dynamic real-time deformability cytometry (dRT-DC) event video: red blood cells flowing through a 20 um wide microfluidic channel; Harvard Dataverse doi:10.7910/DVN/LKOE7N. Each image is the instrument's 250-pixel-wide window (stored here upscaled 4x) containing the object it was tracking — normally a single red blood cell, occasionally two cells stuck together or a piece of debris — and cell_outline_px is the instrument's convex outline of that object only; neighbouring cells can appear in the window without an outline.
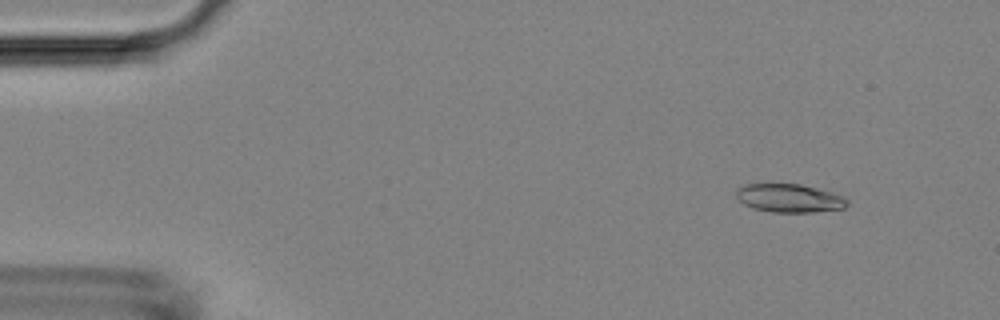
{"species": "Egyptian fruit bat (a non-hibernating species)", "species_latin": "Rousettus aegyptiacus", "temperature_condition": "room temperature", "stored_images_in_passage": 52, "camera_frame_rate_fps": 3000, "um_per_image_px": 0.085, "animal": {"sex": "female"}, "frame": {"image": 1, "passage_image": 5, "time_ms": 1.333, "image_size_px": [1000, 320], "cell_outline_px": [[848, 204], [844, 208], [812, 212], [772, 212], [752, 208], [744, 204], [736, 196], [736, 188], [744, 184], [800, 184], [832, 192], [844, 196], [848, 200]], "centroid_in_image_um": [67.09, 16.84], "position_along_channel_um": 17.9, "area_um2": 18.38}}
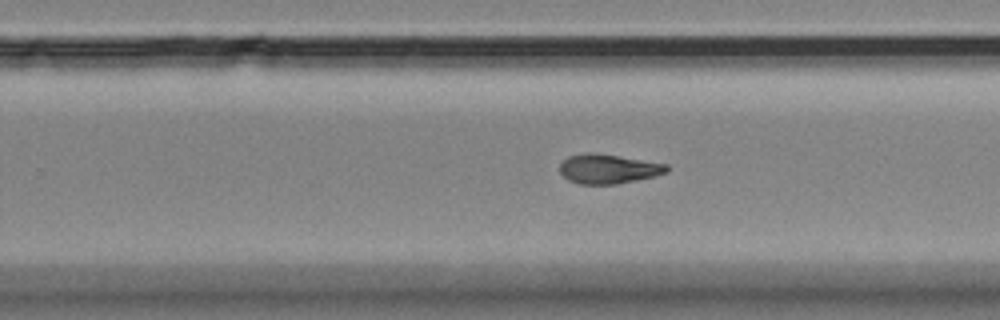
{"frame": {"image": 2, "passage_image": 33, "time_ms": 10.667, "image_size_px": [1000, 320], "cell_outline_px": [[668, 172], [656, 176], [616, 184], [580, 184], [568, 180], [560, 172], [560, 164], [568, 156], [584, 152], [592, 152], [668, 164]], "centroid_in_image_um": [51.7, 14.35], "position_along_channel_um": 278.1, "area_um2": 18.32}}
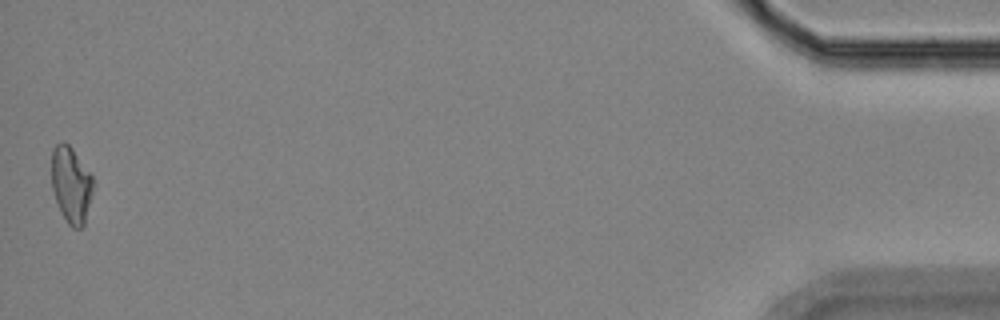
{"frame": {"image": 3, "passage_image": 52, "time_ms": 17.0, "image_size_px": [1000, 320], "cell_outline_px": [[92, 192], [84, 224], [80, 228], [72, 228], [68, 224], [60, 212], [52, 188], [52, 148], [56, 144], [64, 140], [72, 148], [92, 176]], "centroid_in_image_um": [6.02, 15.69], "position_along_channel_um": 429.2, "area_um2": 18.26}, "authors_computed_cell_mechanics": {"area_um2": 18.496, "velocity_mm_per_s": 3.794, "shape_relaxation_time_tau1_ms": 5.8872, "shape_relaxation_time_tau2_ms": 4.308, "deformation_change_tau1": 0.1665, "deformation_change_tau2": 0.123}}